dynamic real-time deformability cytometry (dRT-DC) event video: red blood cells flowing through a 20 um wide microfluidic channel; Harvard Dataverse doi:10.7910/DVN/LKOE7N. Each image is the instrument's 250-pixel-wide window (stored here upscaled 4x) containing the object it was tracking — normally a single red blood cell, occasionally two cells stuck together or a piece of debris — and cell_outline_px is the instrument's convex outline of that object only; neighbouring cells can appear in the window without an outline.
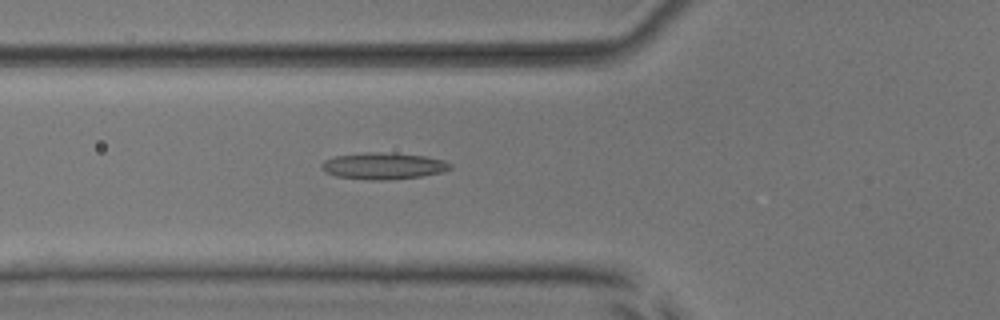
{"species": "common noctule bat (a hibernating species)", "species_latin": "Nyctalus noctula", "temperature_condition": "room temperature", "stored_images_in_passage": 25, "camera_frame_rate_fps": 3000, "um_per_image_px": 0.085, "animal": {"sex": "male", "body_mass_g": 17.9, "forearm_length_mm": 54.2}, "frame": {"image": 1, "passage_image": 5, "time_ms": 1.333, "image_size_px": [1000, 320], "cell_outline_px": [[452, 168], [444, 172], [420, 176], [388, 180], [372, 180], [336, 176], [324, 172], [320, 168], [320, 164], [324, 160], [336, 156], [364, 152], [376, 152], [424, 156], [444, 160], [452, 164]], "centroid_in_image_um": [32.56, 14.11], "position_along_channel_um": 93.2, "area_um2": 19.94}}
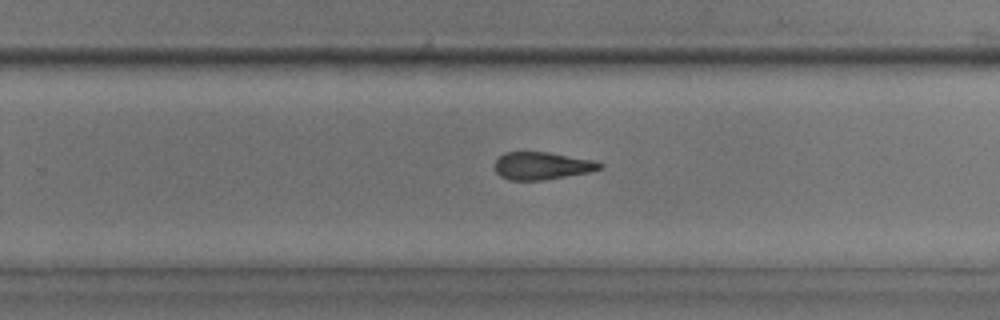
{"frame": {"image": 2, "passage_image": 20, "time_ms": 6.333, "image_size_px": [1000, 320], "cell_outline_px": [[604, 168], [588, 172], [544, 180], [508, 180], [500, 176], [496, 172], [496, 160], [504, 152], [548, 152], [592, 160], [604, 164]], "centroid_in_image_um": [46.07, 14.09], "position_along_channel_um": 283.7, "area_um2": 16.76}}
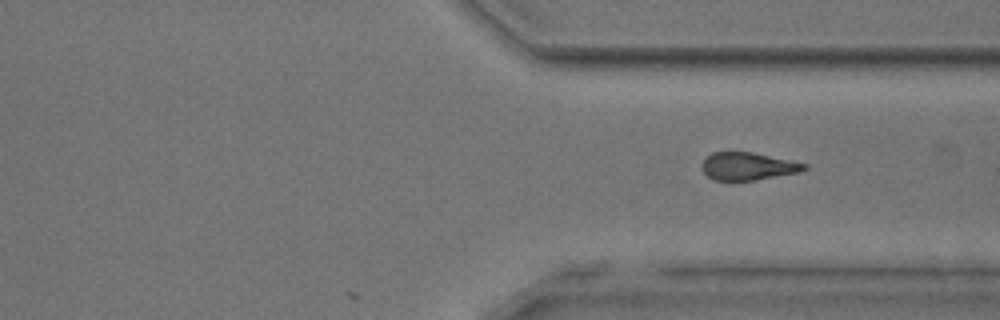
{"frame": {"image": 3, "passage_image": 25, "time_ms": 8.0, "image_size_px": [1000, 320], "cell_outline_px": [[808, 168], [800, 172], [756, 180], [712, 180], [700, 168], [700, 164], [712, 152], [752, 152], [808, 164]], "centroid_in_image_um": [63.56, 14.13], "position_along_channel_um": 347.8, "area_um2": 16.53}}